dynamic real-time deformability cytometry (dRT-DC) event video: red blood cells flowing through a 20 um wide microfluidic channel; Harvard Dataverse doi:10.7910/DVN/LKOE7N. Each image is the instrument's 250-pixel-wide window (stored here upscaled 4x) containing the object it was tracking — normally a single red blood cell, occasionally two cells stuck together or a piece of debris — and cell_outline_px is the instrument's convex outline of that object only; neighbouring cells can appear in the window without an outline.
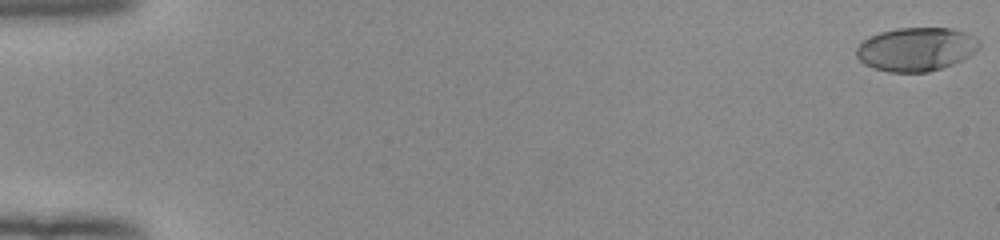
{"species": "human", "species_latin": "Homo sapiens", "temperature_condition": "room temperature", "stored_images_in_passage": 51, "camera_frame_rate_fps": 3000, "um_per_image_px": 0.085, "donor": {"sex": "female"}, "frame": {"image": 1, "passage_image": 1, "time_ms": 0.0, "image_size_px": [1000, 240], "cell_outline_px": [[980, 44], [976, 52], [952, 64], [928, 72], [888, 72], [872, 68], [864, 64], [856, 56], [856, 48], [864, 40], [880, 32], [896, 28], [952, 28], [968, 32], [980, 40]], "centroid_in_image_um": [77.89, 4.18], "position_along_channel_um": 7.1, "area_um2": 31.33}}
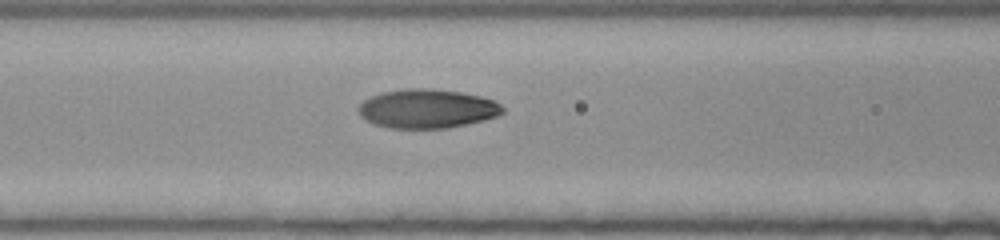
{"frame": {"image": 2, "passage_image": 24, "time_ms": 7.667, "image_size_px": [1000, 240], "cell_outline_px": [[504, 112], [496, 116], [484, 120], [448, 128], [388, 128], [372, 124], [360, 116], [356, 108], [364, 100], [380, 92], [408, 88], [428, 88], [460, 92], [480, 96], [492, 100], [500, 104], [504, 108]], "centroid_in_image_um": [36.26, 9.24], "position_along_channel_um": 130.3, "area_um2": 32.89}}
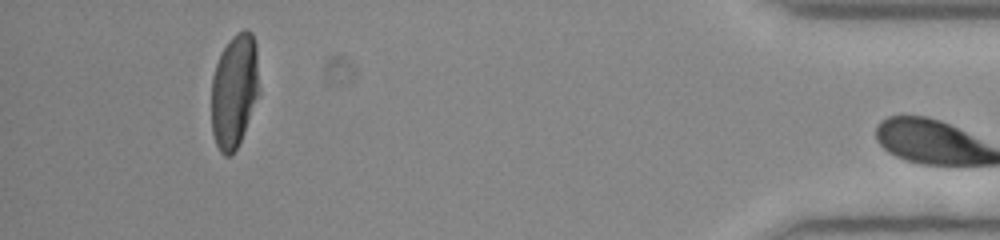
{"frame": {"image": 3, "passage_image": 50, "time_ms": 16.333, "image_size_px": [1000, 240], "cell_outline_px": [[260, 96], [244, 132], [232, 156], [224, 156], [220, 152], [216, 144], [212, 132], [212, 76], [216, 64], [224, 48], [232, 36], [236, 32], [244, 28], [248, 28], [252, 32], [256, 44], [260, 92]], "centroid_in_image_um": [19.95, 7.71], "position_along_channel_um": 415.3, "area_um2": 32.25}, "authors_computed_cell_mechanics": {"area_um2": 32.7148, "velocity_mm_per_s": 3.9683, "shape_relaxation_time_tau1_ms": 3.4746, "shape_relaxation_time_tau2_ms": 0.8512, "deformation_change_tau1": 0.2096, "deformation_change_tau2": 0.0458}}